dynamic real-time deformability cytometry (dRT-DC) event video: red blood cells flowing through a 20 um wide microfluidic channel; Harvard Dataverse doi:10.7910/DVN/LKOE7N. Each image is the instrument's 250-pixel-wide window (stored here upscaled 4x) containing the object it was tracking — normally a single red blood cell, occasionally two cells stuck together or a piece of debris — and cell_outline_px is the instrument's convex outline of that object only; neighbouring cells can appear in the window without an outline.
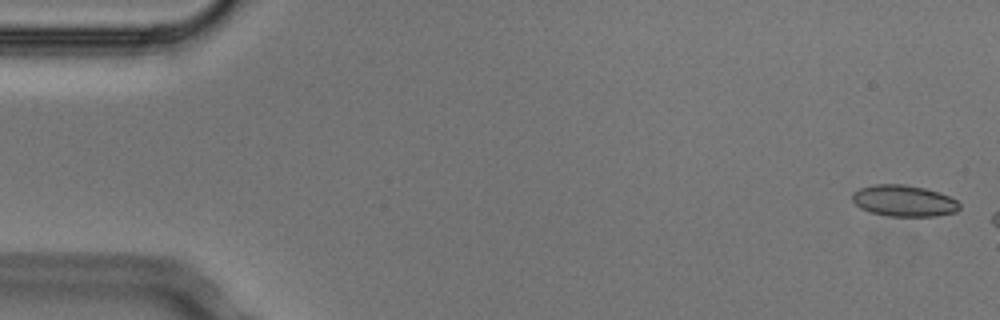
{"species": "Egyptian fruit bat (a non-hibernating species)", "species_latin": "Rousettus aegyptiacus", "temperature_condition": "cold", "stored_images_in_passage": 4, "camera_frame_rate_fps": 3000, "um_per_image_px": 0.085, "animal": {"sex": "male"}, "frame": {"image": 1, "passage_image": 1, "time_ms": 0.0, "image_size_px": [1000, 320], "cell_outline_px": [[960, 208], [956, 212], [936, 216], [888, 216], [872, 212], [860, 208], [852, 200], [852, 192], [860, 188], [876, 184], [904, 184], [924, 188], [948, 196], [956, 200], [960, 204]], "centroid_in_image_um": [76.82, 17.07], "position_along_channel_um": 8.2, "area_um2": 19.48}}